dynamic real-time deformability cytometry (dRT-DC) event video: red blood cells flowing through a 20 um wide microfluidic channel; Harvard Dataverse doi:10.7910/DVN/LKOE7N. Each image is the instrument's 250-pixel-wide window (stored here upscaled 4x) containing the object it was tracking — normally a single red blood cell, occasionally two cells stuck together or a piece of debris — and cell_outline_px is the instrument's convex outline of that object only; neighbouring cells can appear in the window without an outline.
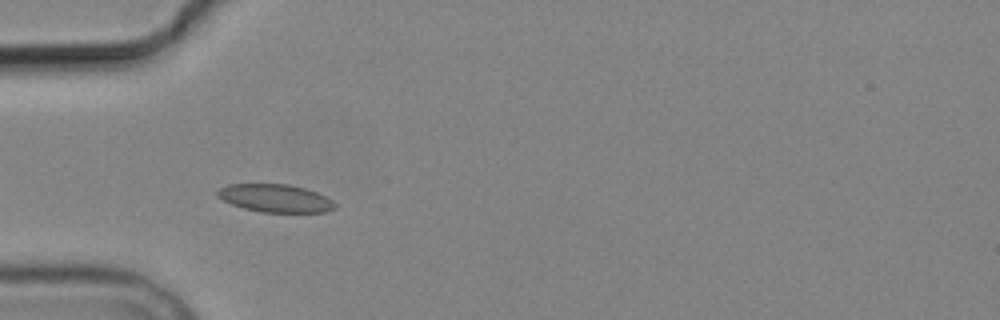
{"species": "common noctule bat (a hibernating species)", "species_latin": "Nyctalus noctula", "temperature_condition": "cold", "stored_images_in_passage": 2, "camera_frame_rate_fps": 3000, "um_per_image_px": 0.085, "animal": {"sex": "male", "body_mass_g": 19.2, "forearm_length_mm": 51.8}, "frame": {"image": 1, "passage_image": 1, "time_ms": 0.0, "image_size_px": [1000, 320], "cell_outline_px": [[336, 208], [324, 212], [260, 212], [244, 208], [232, 204], [216, 196], [216, 192], [220, 188], [228, 184], [288, 184], [304, 188], [316, 192], [332, 200], [336, 204]], "centroid_in_image_um": [23.39, 16.85], "position_along_channel_um": 61.6, "area_um2": 19.02}}
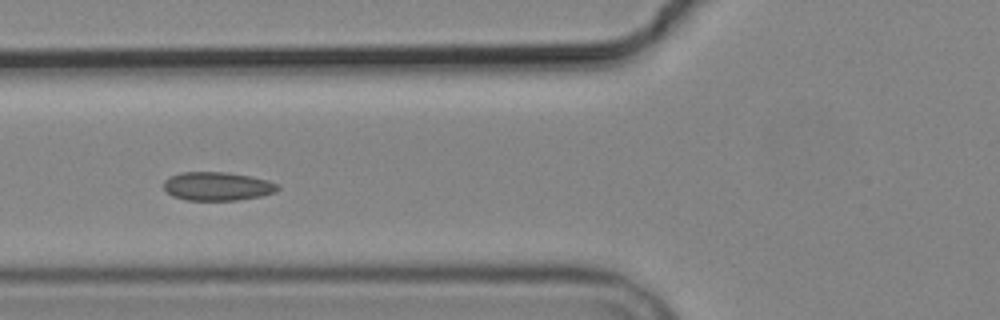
{"frame": {"image": 2, "passage_image": 2, "time_ms": 1.333, "image_size_px": [1000, 320], "cell_outline_px": [[280, 188], [276, 192], [260, 196], [236, 200], [188, 200], [172, 196], [164, 188], [164, 180], [180, 172], [228, 172], [268, 180], [276, 184]], "centroid_in_image_um": [18.47, 15.83], "position_along_channel_um": 107.3, "area_um2": 18.84}}